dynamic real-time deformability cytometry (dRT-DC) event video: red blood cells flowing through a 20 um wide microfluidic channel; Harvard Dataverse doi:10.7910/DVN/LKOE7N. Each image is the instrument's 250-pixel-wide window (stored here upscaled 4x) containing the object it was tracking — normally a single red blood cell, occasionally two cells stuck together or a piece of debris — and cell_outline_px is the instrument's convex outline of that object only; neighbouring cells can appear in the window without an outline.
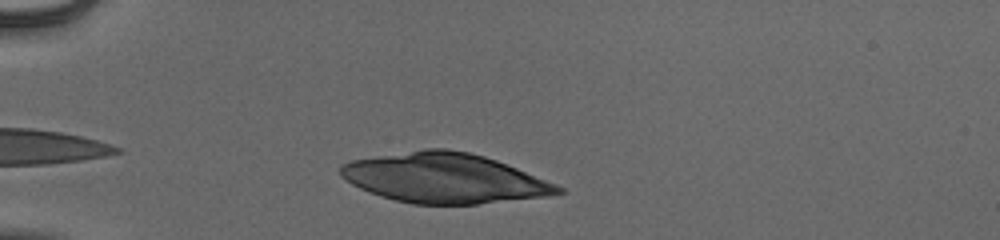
{"species": "human", "species_latin": "Homo sapiens", "temperature_condition": "cold", "stored_images_in_passage": 36, "camera_frame_rate_fps": 3000, "um_per_image_px": 0.085, "donor": {"sex": "male"}, "frame": {"image": 1, "passage_image": 5, "time_ms": 1.333, "image_size_px": [1000, 240], "cell_outline_px": [[564, 192], [552, 196], [476, 204], [412, 204], [380, 196], [368, 192], [352, 184], [340, 176], [340, 168], [344, 164], [352, 160], [424, 148], [448, 148], [468, 152], [484, 156], [496, 160], [556, 184], [564, 188]], "centroid_in_image_um": [37.78, 15.14], "position_along_channel_um": 47.2, "area_um2": 62.94}}